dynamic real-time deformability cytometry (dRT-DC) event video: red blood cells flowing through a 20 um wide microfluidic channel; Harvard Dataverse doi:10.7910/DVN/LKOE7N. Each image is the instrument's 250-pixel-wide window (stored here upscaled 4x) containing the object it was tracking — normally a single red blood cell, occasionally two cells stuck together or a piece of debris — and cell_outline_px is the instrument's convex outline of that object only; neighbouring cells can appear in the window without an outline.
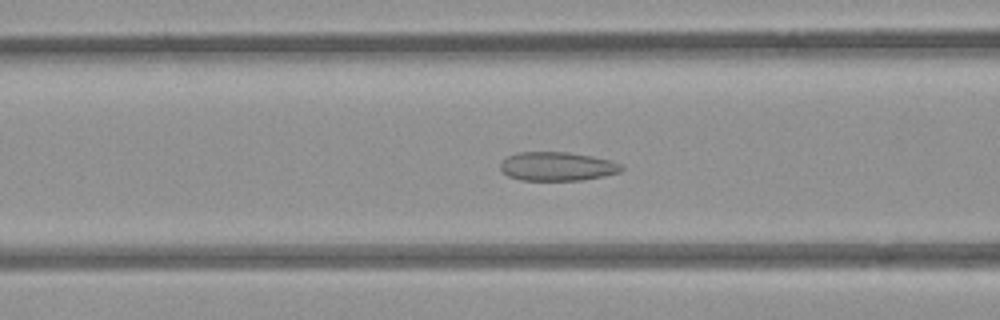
{"species": "common noctule bat (a hibernating species)", "species_latin": "Nyctalus noctula", "temperature_condition": "room temperature", "stored_images_in_passage": 53, "camera_frame_rate_fps": 3000, "um_per_image_px": 0.085, "animal": {"sex": "female", "body_mass_g": 21.9}, "frame": {"image": 1, "passage_image": 21, "time_ms": 6.667, "image_size_px": [1000, 320], "cell_outline_px": [[624, 168], [620, 172], [604, 176], [584, 180], [520, 180], [508, 176], [500, 168], [500, 164], [508, 156], [516, 152], [568, 152], [592, 156], [624, 164]], "centroid_in_image_um": [47.39, 14.14], "position_along_channel_um": 119.2, "area_um2": 20.4}}
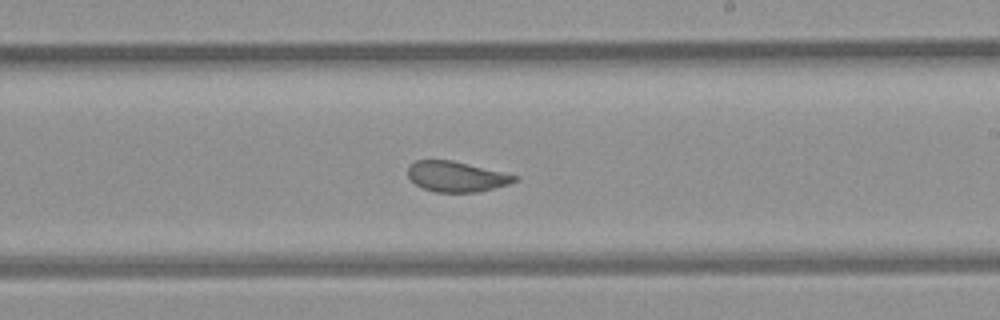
{"frame": {"image": 2, "passage_image": 31, "time_ms": 10.0, "image_size_px": [1000, 320], "cell_outline_px": [[520, 180], [508, 184], [476, 192], [436, 192], [424, 188], [416, 184], [408, 176], [408, 164], [416, 160], [452, 160], [520, 176]], "centroid_in_image_um": [38.8, 15.0], "position_along_channel_um": 250.2, "area_um2": 18.84}}
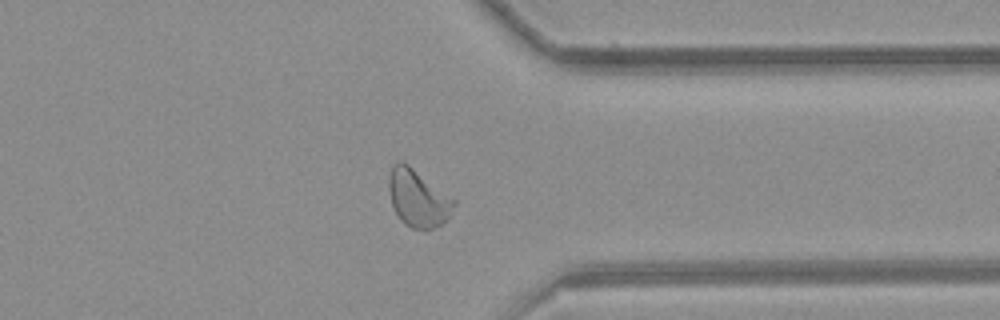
{"frame": {"image": 3, "passage_image": 41, "time_ms": 13.333, "image_size_px": [1000, 320], "cell_outline_px": [[456, 204], [444, 224], [432, 228], [412, 228], [404, 224], [400, 220], [392, 204], [388, 188], [388, 176], [392, 164], [400, 160], [408, 164], [456, 200]], "centroid_in_image_um": [35.51, 16.83], "position_along_channel_um": 375.9, "area_um2": 21.73}, "authors_computed_cell_mechanics": {"area_um2": 21.5016, "velocity_mm_per_s": 3.9252, "shape_relaxation_time_tau1_ms": null, "shape_relaxation_time_tau2_ms": 1.0018, "deformation_change_tau1": null, "deformation_change_tau2": 0.0675}}